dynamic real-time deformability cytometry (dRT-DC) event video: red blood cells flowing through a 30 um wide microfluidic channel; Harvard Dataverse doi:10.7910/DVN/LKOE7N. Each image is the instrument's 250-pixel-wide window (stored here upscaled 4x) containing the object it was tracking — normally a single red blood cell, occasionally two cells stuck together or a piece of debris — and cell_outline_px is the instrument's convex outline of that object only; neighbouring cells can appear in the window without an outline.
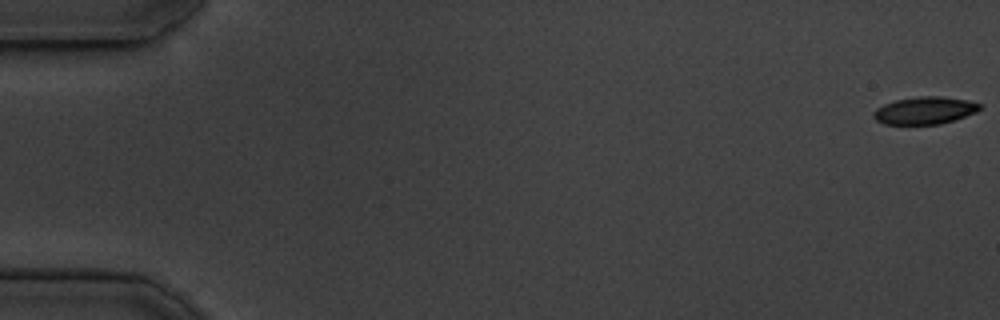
{"species": "common noctule bat (a hibernating species)", "species_latin": "Nyctalus noctula", "temperature_condition": "cold", "stored_images_in_passage": 48, "camera_frame_rate_fps": 3000, "um_per_image_px": 0.085, "animal": {"sex": "male", "body_mass_g": 19.5, "forearm_length_mm": 54.6}, "frame": {"image": 1, "passage_image": 1, "time_ms": 0.0, "image_size_px": [1000, 320], "cell_outline_px": [[984, 104], [976, 112], [940, 124], [884, 124], [876, 120], [872, 116], [872, 112], [876, 108], [884, 104], [896, 100], [916, 96], [940, 96], [968, 100]], "centroid_in_image_um": [78.59, 9.38], "position_along_channel_um": 6.4, "area_um2": 16.99}}
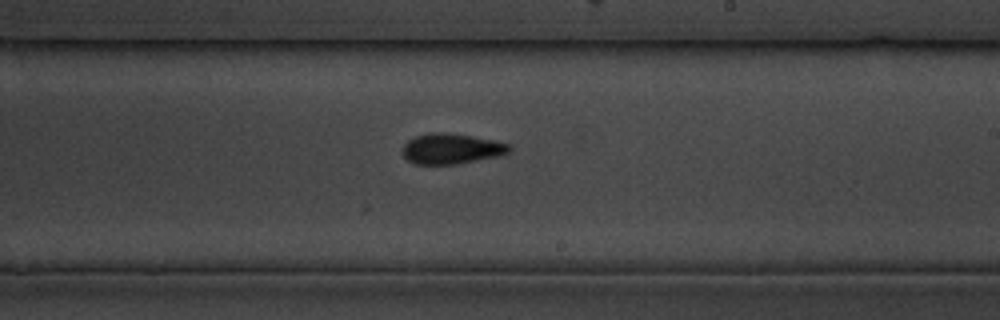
{"frame": {"image": 2, "passage_image": 33, "time_ms": 10.667, "image_size_px": [1000, 320], "cell_outline_px": [[512, 148], [508, 152], [500, 156], [456, 164], [412, 164], [404, 156], [404, 144], [408, 140], [416, 136], [432, 132], [444, 132], [472, 136], [492, 140], [508, 144]], "centroid_in_image_um": [38.36, 12.65], "position_along_channel_um": 250.6, "area_um2": 18.79}}
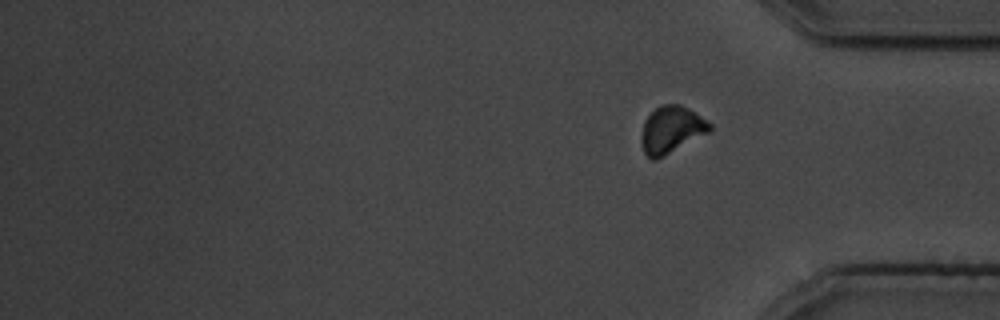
{"frame": {"image": 3, "passage_image": 48, "time_ms": 15.667, "image_size_px": [1000, 320], "cell_outline_px": [[712, 128], [708, 132], [656, 160], [652, 160], [644, 152], [640, 140], [644, 120], [656, 108], [664, 104], [680, 104], [688, 108], [708, 120], [712, 124]], "centroid_in_image_um": [57.06, 11.01], "position_along_channel_um": 378.1, "area_um2": 18.55}, "authors_computed_cell_mechanics": {"area_um2": 18.0625, "velocity_mm_per_s": 3.7151, "shape_relaxation_time_tau1_ms": 3.7364, "shape_relaxation_time_tau2_ms": 3.6824, "deformation_change_tau1": 0.1303, "deformation_change_tau2": 0.0963}}